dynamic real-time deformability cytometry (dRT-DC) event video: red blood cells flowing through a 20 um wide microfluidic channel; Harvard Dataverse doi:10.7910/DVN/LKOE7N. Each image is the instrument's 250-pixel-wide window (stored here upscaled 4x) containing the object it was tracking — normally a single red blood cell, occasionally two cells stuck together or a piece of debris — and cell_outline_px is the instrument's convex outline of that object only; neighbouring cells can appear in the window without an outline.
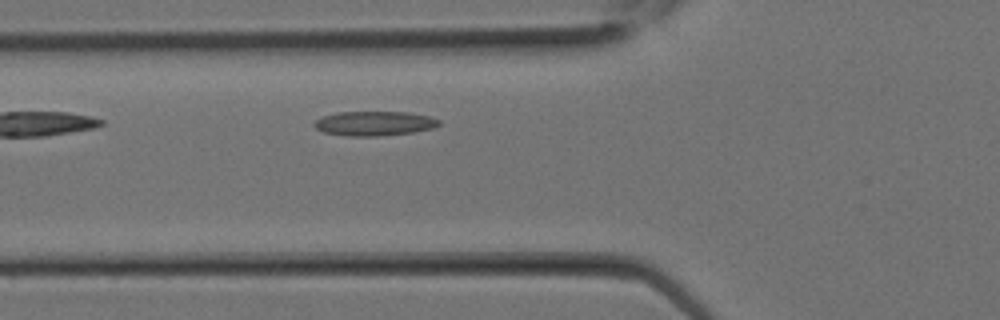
{"species": "Egyptian fruit bat (a non-hibernating species)", "species_latin": "Rousettus aegyptiacus", "temperature_condition": "room temperature", "stored_images_in_passage": 5, "camera_frame_rate_fps": 3000, "um_per_image_px": 0.085, "animal": {"sex": "female"}, "frame": {"image": 1, "passage_image": 5, "time_ms": 1.333, "image_size_px": [1000, 320], "cell_outline_px": [[440, 124], [432, 128], [412, 132], [376, 136], [348, 136], [324, 132], [316, 128], [312, 124], [316, 120], [324, 116], [340, 112], [408, 112], [428, 116], [440, 120]], "centroid_in_image_um": [31.81, 10.49], "position_along_channel_um": 94.0, "area_um2": 17.57}}